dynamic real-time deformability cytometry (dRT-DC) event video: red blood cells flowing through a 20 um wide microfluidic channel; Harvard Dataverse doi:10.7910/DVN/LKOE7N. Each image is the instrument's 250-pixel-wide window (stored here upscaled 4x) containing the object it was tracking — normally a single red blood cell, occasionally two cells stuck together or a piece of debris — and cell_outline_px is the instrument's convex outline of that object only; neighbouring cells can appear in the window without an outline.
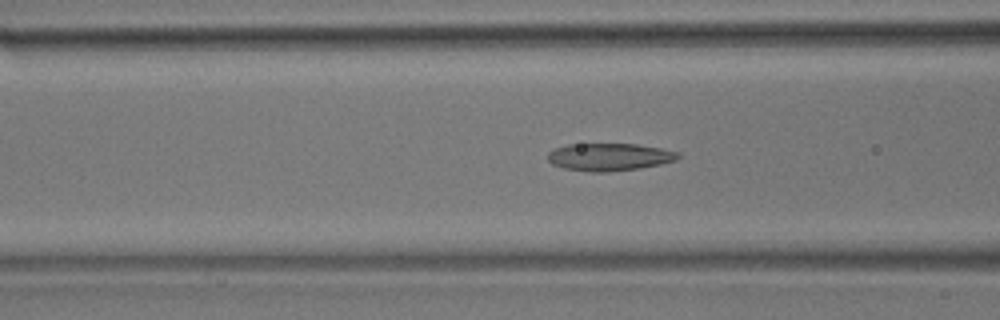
{"species": "common noctule bat (a hibernating species)", "species_latin": "Nyctalus noctula", "temperature_condition": "room temperature", "stored_images_in_passage": 52, "camera_frame_rate_fps": 3000, "um_per_image_px": 0.085, "animal": {"sex": "male", "body_mass_g": 17.9}, "frame": {"image": 1, "passage_image": 19, "time_ms": 6.0, "image_size_px": [1000, 320], "cell_outline_px": [[680, 156], [676, 160], [660, 164], [640, 168], [608, 172], [592, 172], [564, 168], [552, 164], [548, 160], [548, 152], [556, 148], [568, 144], [636, 144], [660, 148], [680, 152]], "centroid_in_image_um": [51.8, 13.34], "position_along_channel_um": 114.8, "area_um2": 20.87}}
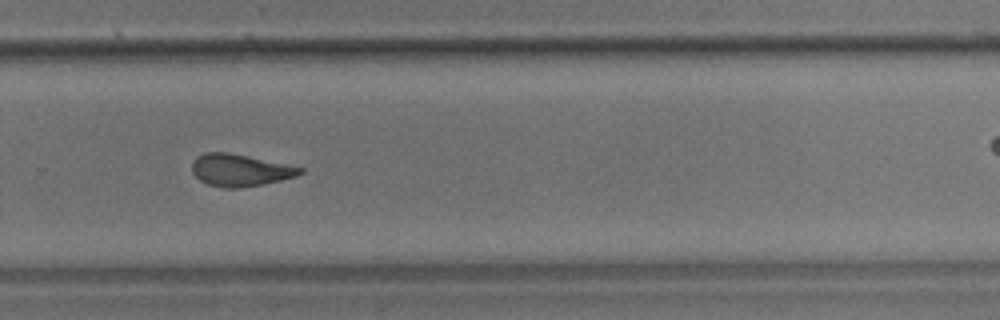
{"frame": {"image": 2, "passage_image": 34, "time_ms": 11.0, "image_size_px": [1000, 320], "cell_outline_px": [[304, 172], [296, 176], [264, 184], [236, 188], [224, 188], [208, 184], [200, 180], [192, 172], [192, 160], [196, 156], [204, 152], [228, 152], [304, 168]], "centroid_in_image_um": [20.37, 14.46], "position_along_channel_um": 309.4, "area_um2": 20.11}}
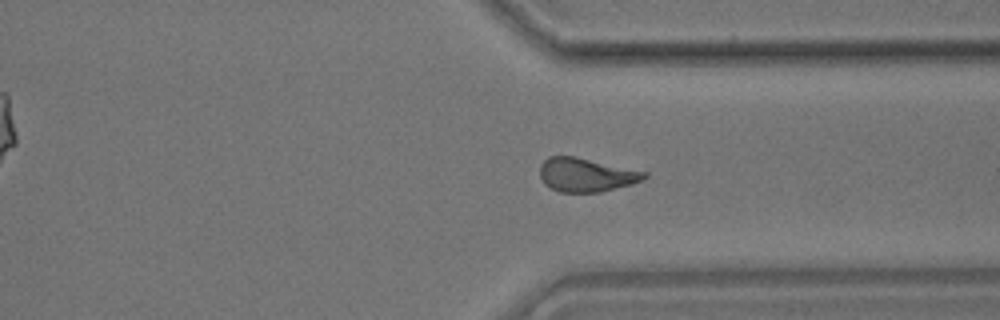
{"frame": {"image": 3, "passage_image": 38, "time_ms": 12.333, "image_size_px": [1000, 320], "cell_outline_px": [[648, 176], [632, 184], [600, 192], [560, 192], [544, 184], [540, 176], [540, 164], [548, 156], [572, 156], [648, 172]], "centroid_in_image_um": [49.8, 14.86], "position_along_channel_um": 361.6, "area_um2": 20.35}, "authors_computed_cell_mechanics": {"area_um2": 20.9236, "velocity_mm_per_s": 3.9007, "shape_relaxation_time_tau1_ms": null, "shape_relaxation_time_tau2_ms": 3.0982, "deformation_change_tau1": null, "deformation_change_tau2": 0.1166}}